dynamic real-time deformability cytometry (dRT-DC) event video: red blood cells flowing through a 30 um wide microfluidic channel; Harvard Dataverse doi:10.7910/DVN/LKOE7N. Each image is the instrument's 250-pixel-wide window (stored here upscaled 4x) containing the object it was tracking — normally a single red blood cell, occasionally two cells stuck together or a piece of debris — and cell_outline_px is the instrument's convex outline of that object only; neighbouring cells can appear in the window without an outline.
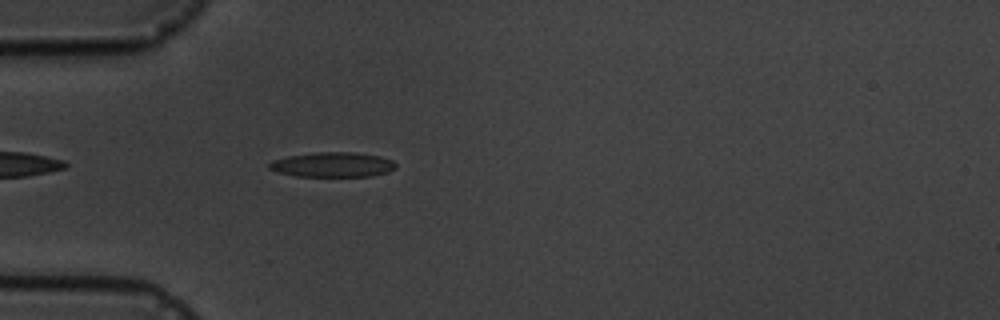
{"species": "common noctule bat (a hibernating species)", "species_latin": "Nyctalus noctula", "temperature_condition": "cold", "stored_images_in_passage": 5, "camera_frame_rate_fps": 3000, "um_per_image_px": 0.085, "animal": {"sex": "male", "body_mass_g": 19.5, "forearm_length_mm": 54.6}, "frame": {"image": 1, "passage_image": 5, "time_ms": 4.667, "image_size_px": [1000, 320], "cell_outline_px": [[396, 168], [388, 172], [372, 176], [296, 176], [276, 172], [268, 168], [268, 164], [272, 160], [288, 156], [316, 152], [356, 152], [380, 156], [392, 160], [396, 164]], "centroid_in_image_um": [28.27, 13.99], "position_along_channel_um": 56.7, "area_um2": 18.44}}